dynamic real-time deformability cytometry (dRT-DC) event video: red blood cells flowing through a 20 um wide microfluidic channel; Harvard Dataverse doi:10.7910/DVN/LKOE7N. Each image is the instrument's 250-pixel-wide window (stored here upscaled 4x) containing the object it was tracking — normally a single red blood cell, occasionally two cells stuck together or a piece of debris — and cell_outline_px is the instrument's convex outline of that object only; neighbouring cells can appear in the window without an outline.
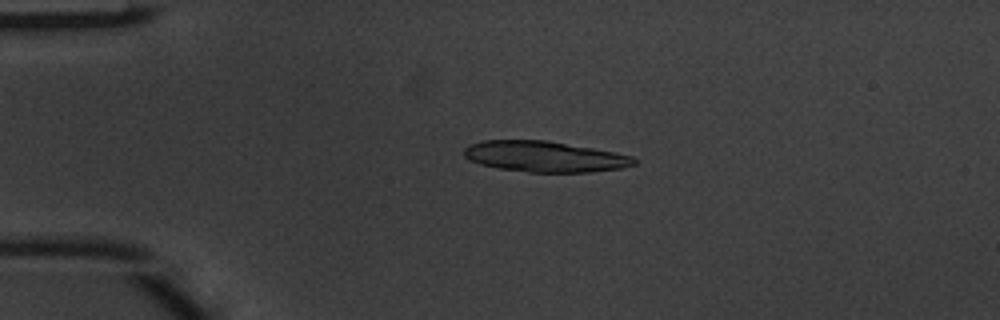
{"species": "common noctule bat (a hibernating species)", "species_latin": "Nyctalus noctula", "temperature_condition": "warm", "stored_images_in_passage": 5, "camera_frame_rate_fps": 3000, "um_per_image_px": 0.085, "animal": {"sex": "male", "body_mass_g": 20.1, "forearm_length_mm": 53.5}, "frame": {"image": 1, "passage_image": 4, "time_ms": 1.0, "image_size_px": [1000, 320], "cell_outline_px": [[636, 164], [620, 168], [588, 172], [528, 172], [496, 168], [480, 164], [468, 160], [464, 156], [464, 148], [468, 144], [484, 140], [544, 140], [592, 148], [632, 156], [636, 160]], "centroid_in_image_um": [46.22, 13.31], "position_along_channel_um": 38.8, "area_um2": 30.4}}